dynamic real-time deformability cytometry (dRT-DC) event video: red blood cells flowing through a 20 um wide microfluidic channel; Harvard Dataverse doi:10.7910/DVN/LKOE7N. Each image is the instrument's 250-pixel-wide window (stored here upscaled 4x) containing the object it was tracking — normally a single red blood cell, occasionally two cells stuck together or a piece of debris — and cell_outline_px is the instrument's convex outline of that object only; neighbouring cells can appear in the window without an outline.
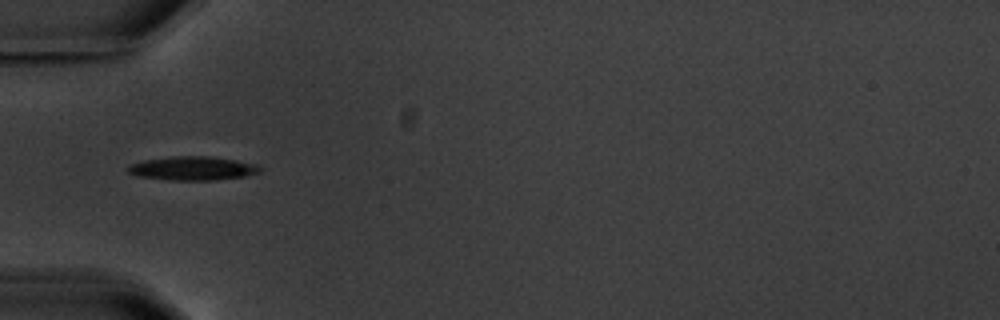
{"species": "common noctule bat (a hibernating species)", "species_latin": "Nyctalus noctula", "temperature_condition": "warm", "stored_images_in_passage": 3, "camera_frame_rate_fps": 3000, "um_per_image_px": 0.085, "animal": {"sex": "male", "body_mass_g": 20.1, "forearm_length_mm": 53.5}, "frame": {"image": 1, "passage_image": 1, "time_ms": 0.0, "image_size_px": [1000, 320], "cell_outline_px": [[260, 172], [244, 176], [216, 180], [172, 180], [136, 176], [128, 172], [128, 164], [144, 160], [172, 156], [208, 156], [236, 160], [256, 164], [260, 168]], "centroid_in_image_um": [16.34, 14.31], "position_along_channel_um": 68.7, "area_um2": 18.26}}